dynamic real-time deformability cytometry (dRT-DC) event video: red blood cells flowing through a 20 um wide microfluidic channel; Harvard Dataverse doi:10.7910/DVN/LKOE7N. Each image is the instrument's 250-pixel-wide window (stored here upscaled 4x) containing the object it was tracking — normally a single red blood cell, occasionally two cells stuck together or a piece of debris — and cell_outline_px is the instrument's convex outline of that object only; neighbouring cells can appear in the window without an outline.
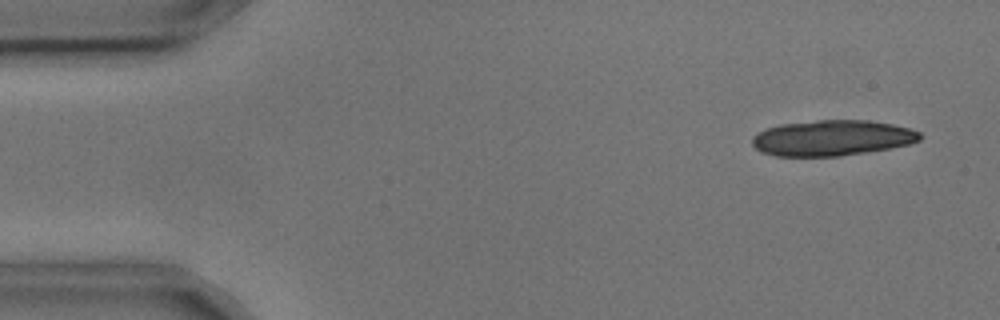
{"species": "common noctule bat (a hibernating species)", "species_latin": "Nyctalus noctula", "temperature_condition": "cold", "stored_images_in_passage": 5, "camera_frame_rate_fps": 3000, "um_per_image_px": 0.085, "animal": {"sex": "male", "body_mass_g": 17.9, "forearm_length_mm": 54.2}, "frame": {"image": 1, "passage_image": 1, "time_ms": 0.0, "image_size_px": [1000, 320], "cell_outline_px": [[920, 140], [908, 144], [888, 148], [840, 156], [776, 156], [760, 152], [752, 144], [752, 136], [756, 132], [780, 124], [816, 120], [868, 120], [892, 124], [912, 128], [920, 132]], "centroid_in_image_um": [70.69, 11.72], "position_along_channel_um": 14.3, "area_um2": 34.85}}